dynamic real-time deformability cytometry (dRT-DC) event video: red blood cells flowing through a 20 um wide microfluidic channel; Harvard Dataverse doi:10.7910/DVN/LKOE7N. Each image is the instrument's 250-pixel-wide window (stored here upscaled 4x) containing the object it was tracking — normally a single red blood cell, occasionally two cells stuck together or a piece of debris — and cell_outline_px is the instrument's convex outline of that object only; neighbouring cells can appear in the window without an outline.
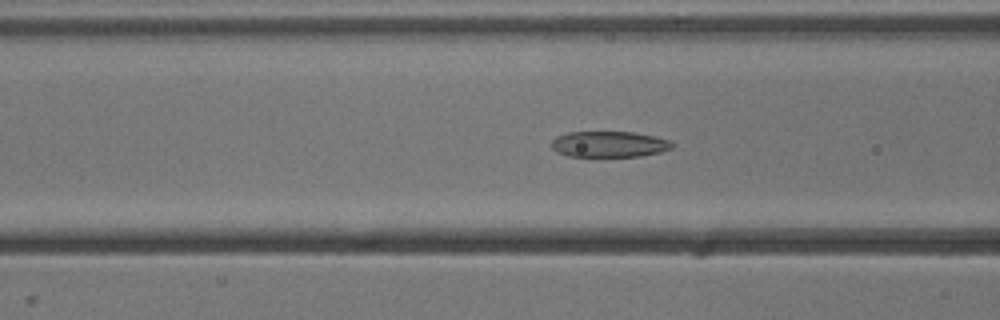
{"species": "common noctule bat (a hibernating species)", "species_latin": "Nyctalus noctula", "temperature_condition": "cold", "stored_images_in_passage": 53, "camera_frame_rate_fps": 3000, "um_per_image_px": 0.085, "animal": {"sex": "male", "body_mass_g": 13.3}, "frame": {"image": 1, "passage_image": 21, "time_ms": 6.667, "image_size_px": [1000, 320], "cell_outline_px": [[672, 148], [660, 152], [640, 156], [568, 156], [556, 152], [552, 148], [552, 140], [556, 136], [568, 132], [632, 132], [672, 140]], "centroid_in_image_um": [51.76, 12.25], "position_along_channel_um": 114.8, "area_um2": 18.15}}
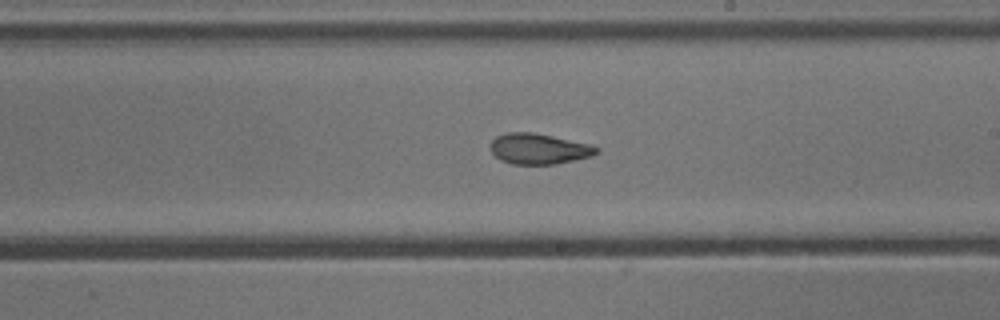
{"frame": {"image": 2, "passage_image": 31, "time_ms": 10.0, "image_size_px": [1000, 320], "cell_outline_px": [[600, 152], [592, 156], [556, 164], [512, 164], [500, 160], [492, 152], [492, 140], [496, 136], [508, 132], [532, 132], [592, 144], [600, 148]], "centroid_in_image_um": [45.85, 12.65], "position_along_channel_um": 243.2, "area_um2": 18.96}}
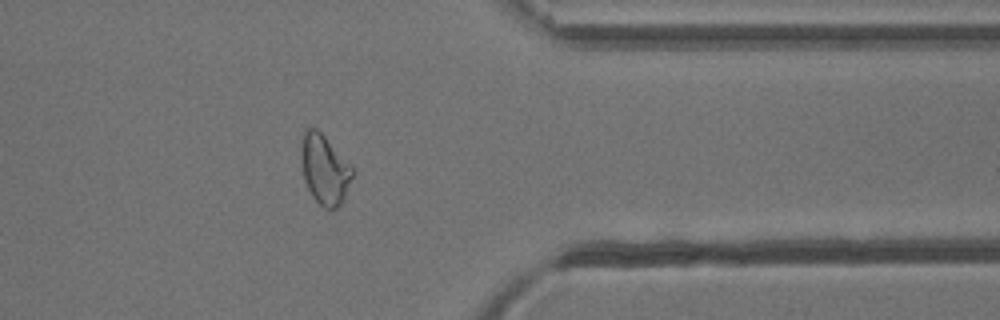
{"frame": {"image": 3, "passage_image": 43, "time_ms": 14.0, "image_size_px": [1000, 320], "cell_outline_px": [[356, 172], [344, 200], [336, 208], [324, 208], [312, 196], [304, 180], [300, 160], [300, 152], [304, 128], [316, 128], [324, 136]], "centroid_in_image_um": [27.59, 14.41], "position_along_channel_um": 383.8, "area_um2": 20.87}, "authors_computed_cell_mechanics": {"area_um2": 20.519, "velocity_mm_per_s": 3.8456, "shape_relaxation_time_tau1_ms": 5.3477, "shape_relaxation_time_tau2_ms": 1.9877, "deformation_change_tau1": 0.168, "deformation_change_tau2": 0.0931}}